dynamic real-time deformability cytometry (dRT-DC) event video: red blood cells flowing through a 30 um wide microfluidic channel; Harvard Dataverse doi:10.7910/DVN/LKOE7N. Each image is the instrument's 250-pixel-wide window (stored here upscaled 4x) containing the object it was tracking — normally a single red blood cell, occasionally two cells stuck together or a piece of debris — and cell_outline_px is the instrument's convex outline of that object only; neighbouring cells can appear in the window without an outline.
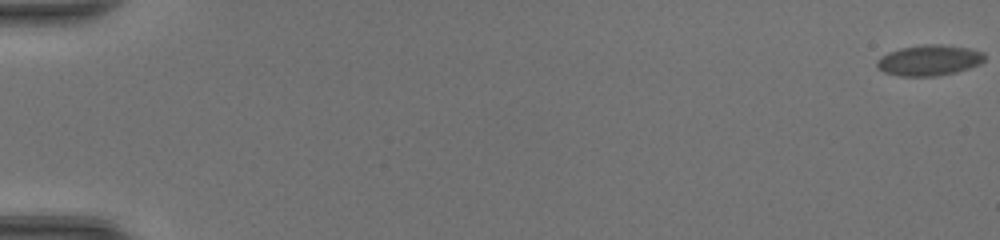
{"species": "common noctule bat (a hibernating species)", "species_latin": "Nyctalus noctula", "temperature_condition": "room temperature", "stored_images_in_passage": 54, "camera_frame_rate_fps": 3000, "um_per_image_px": 0.085, "animal": {"sex": "female", "body_mass_g": 20.0, "forearm_length_mm": 54.0}, "frame": {"image": 1, "passage_image": 1, "time_ms": 0.0, "image_size_px": [1000, 240], "cell_outline_px": [[984, 60], [976, 64], [952, 72], [932, 76], [904, 76], [888, 72], [880, 68], [876, 64], [884, 56], [892, 52], [904, 48], [964, 48], [980, 52], [984, 56]], "centroid_in_image_um": [78.95, 5.19], "position_along_channel_um": 6.0, "area_um2": 16.88}}
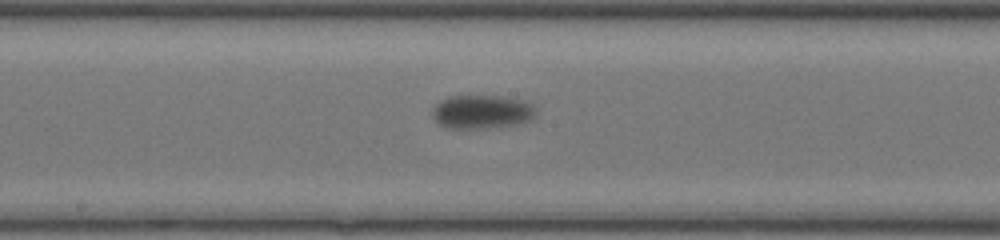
{"frame": {"image": 2, "passage_image": 31, "time_ms": 10.0, "image_size_px": [1000, 240], "cell_outline_px": [[532, 116], [528, 120], [516, 124], [488, 128], [444, 128], [436, 120], [436, 108], [440, 100], [452, 96], [496, 96], [520, 100], [532, 104]], "centroid_in_image_um": [40.94, 9.51], "position_along_channel_um": 207.3, "area_um2": 19.48}}
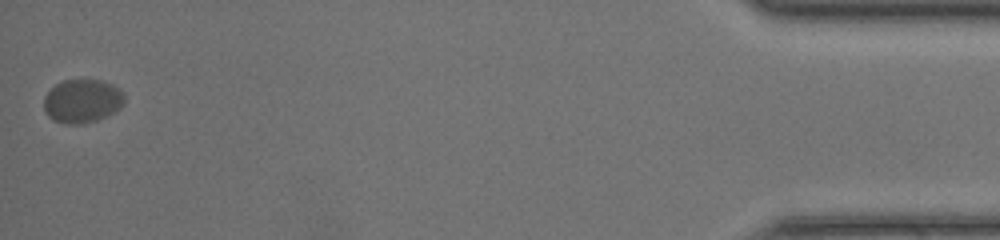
{"frame": {"image": 3, "passage_image": 54, "time_ms": 17.667, "image_size_px": [1000, 240], "cell_outline_px": [[124, 100], [120, 108], [96, 120], [80, 124], [68, 124], [56, 120], [48, 116], [44, 108], [44, 96], [56, 84], [64, 80], [100, 80], [120, 88], [124, 96]], "centroid_in_image_um": [6.98, 8.58], "position_along_channel_um": 428.2, "area_um2": 20.11}, "authors_computed_cell_mechanics": {"area_um2": 19.1896, "velocity_mm_per_s": 4.0378, "shape_relaxation_time_tau1_ms": 0.9683, "shape_relaxation_time_tau2_ms": null, "deformation_change_tau1": 0.0578, "deformation_change_tau2": null}}